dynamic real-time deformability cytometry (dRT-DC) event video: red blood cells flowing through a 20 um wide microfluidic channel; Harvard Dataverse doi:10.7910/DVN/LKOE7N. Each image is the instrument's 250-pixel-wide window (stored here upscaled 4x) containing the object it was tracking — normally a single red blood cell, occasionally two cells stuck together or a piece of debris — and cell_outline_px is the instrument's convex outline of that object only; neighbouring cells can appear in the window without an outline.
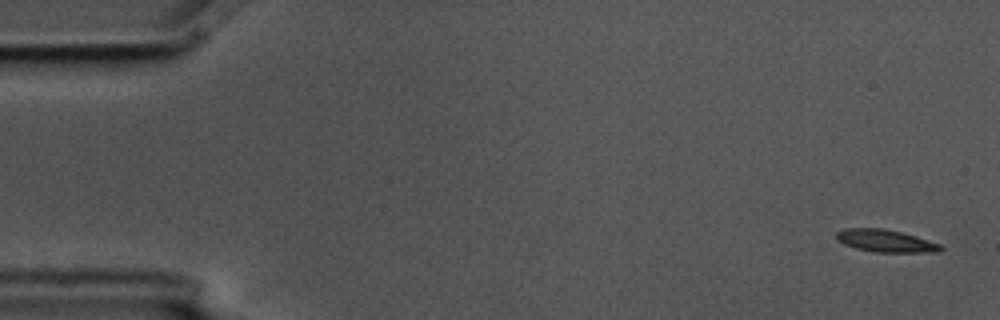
{"species": "common noctule bat (a hibernating species)", "species_latin": "Nyctalus noctula", "temperature_condition": "cold", "stored_images_in_passage": 5, "camera_frame_rate_fps": 3000, "um_per_image_px": 0.085, "animal": {"sex": "male", "body_mass_g": 17.5, "forearm_length_mm": 52.3}, "frame": {"image": 1, "passage_image": 1, "time_ms": 0.0, "image_size_px": [1000, 320], "cell_outline_px": [[944, 248], [940, 252], [876, 252], [856, 248], [844, 244], [836, 240], [836, 232], [844, 228], [884, 228], [916, 236], [940, 244]], "centroid_in_image_um": [75.26, 20.47], "position_along_channel_um": 9.7, "area_um2": 13.64}}